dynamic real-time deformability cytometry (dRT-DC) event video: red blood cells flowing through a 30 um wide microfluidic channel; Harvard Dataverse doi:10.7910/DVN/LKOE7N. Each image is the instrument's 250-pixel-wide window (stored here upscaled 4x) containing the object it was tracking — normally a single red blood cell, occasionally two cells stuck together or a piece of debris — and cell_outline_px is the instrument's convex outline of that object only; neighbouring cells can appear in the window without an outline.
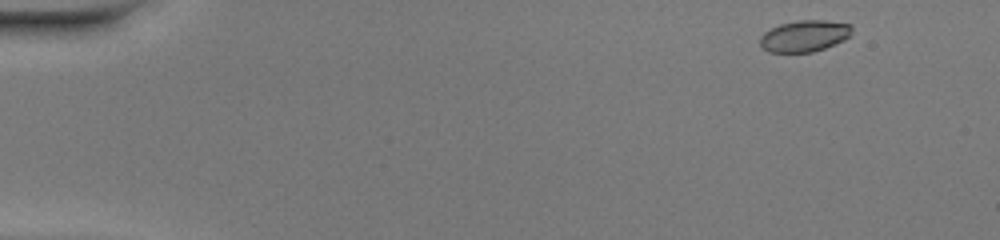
{"species": "common noctule bat (a hibernating species)", "species_latin": "Nyctalus noctula", "temperature_condition": "warm", "stored_images_in_passage": 46, "camera_frame_rate_fps": 3000, "um_per_image_px": 0.085, "animal": {"sex": "female", "body_mass_g": 20.0, "forearm_length_mm": 54.0}, "frame": {"image": 1, "passage_image": 1, "time_ms": 0.0, "image_size_px": [1000, 240], "cell_outline_px": [[852, 36], [836, 44], [812, 52], [768, 52], [760, 44], [760, 36], [764, 32], [780, 24], [800, 20], [824, 20], [852, 24]], "centroid_in_image_um": [68.42, 3.05], "position_along_channel_um": 16.6, "area_um2": 16.94}}
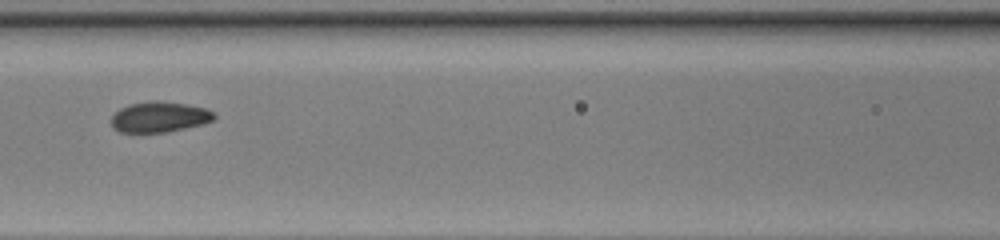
{"frame": {"image": 2, "passage_image": 20, "time_ms": 6.333, "image_size_px": [1000, 240], "cell_outline_px": [[216, 116], [212, 120], [204, 124], [168, 132], [120, 132], [112, 128], [112, 116], [120, 108], [128, 104], [152, 100], [184, 104], [204, 108], [212, 112]], "centroid_in_image_um": [13.52, 9.95], "position_along_channel_um": 153.1, "area_um2": 18.21}}
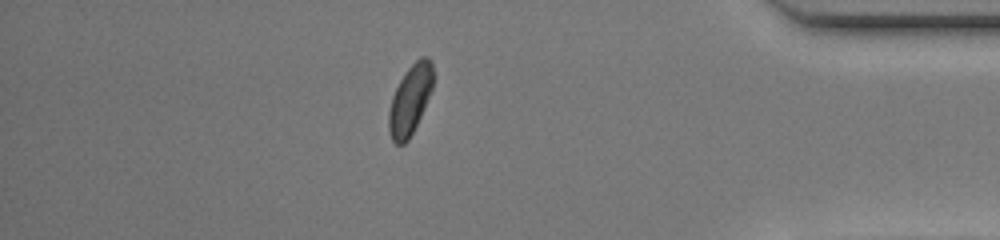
{"frame": {"image": 3, "passage_image": 40, "time_ms": 13.0, "image_size_px": [1000, 240], "cell_outline_px": [[432, 88], [420, 116], [408, 140], [404, 144], [396, 144], [392, 140], [388, 128], [388, 112], [392, 96], [404, 72], [420, 56], [428, 56], [432, 60]], "centroid_in_image_um": [34.84, 8.46], "position_along_channel_um": 400.4, "area_um2": 17.74}, "authors_computed_cell_mechanics": {"area_um2": 17.9758, "velocity_mm_per_s": 4.1923, "shape_relaxation_time_tau1_ms": 2.9218, "shape_relaxation_time_tau2_ms": null, "deformation_change_tau1": 0.1091, "deformation_change_tau2": null}}